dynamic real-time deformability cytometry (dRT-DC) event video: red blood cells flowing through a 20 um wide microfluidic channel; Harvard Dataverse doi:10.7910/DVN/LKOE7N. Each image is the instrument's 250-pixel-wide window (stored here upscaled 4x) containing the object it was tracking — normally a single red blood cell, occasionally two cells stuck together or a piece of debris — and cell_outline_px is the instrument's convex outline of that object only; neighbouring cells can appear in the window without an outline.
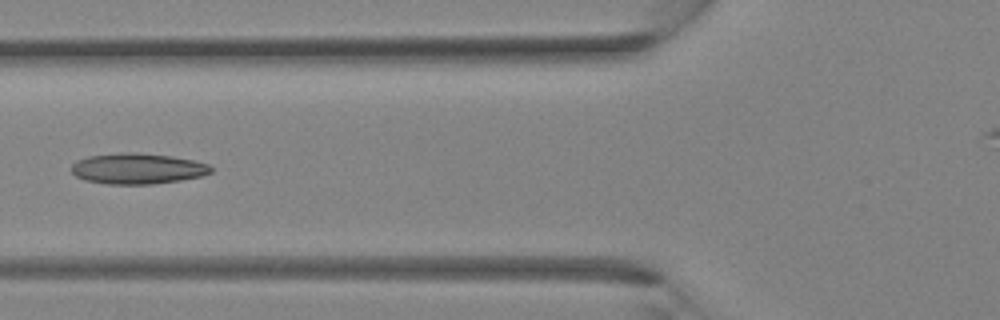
{"species": "Egyptian fruit bat (a non-hibernating species)", "species_latin": "Rousettus aegyptiacus", "temperature_condition": "room temperature", "stored_images_in_passage": 20, "camera_frame_rate_fps": 3000, "um_per_image_px": 0.085, "animal": {"sex": "female"}, "frame": {"image": 1, "passage_image": 14, "time_ms": 4.333, "image_size_px": [1000, 320], "cell_outline_px": [[212, 172], [200, 176], [180, 180], [152, 184], [108, 184], [84, 180], [76, 176], [72, 172], [72, 164], [76, 160], [88, 156], [124, 152], [136, 152], [172, 156], [192, 160], [208, 164], [212, 168]], "centroid_in_image_um": [11.67, 14.33], "position_along_channel_um": 114.1, "area_um2": 24.97}}
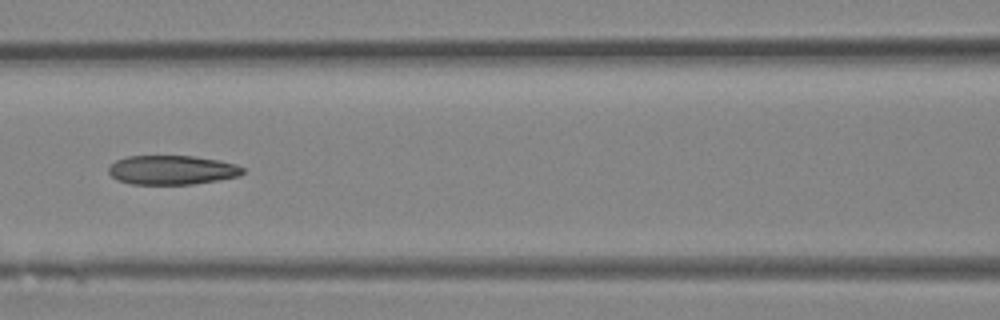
{"frame": {"image": 2, "passage_image": 16, "time_ms": 5.0, "image_size_px": [1000, 320], "cell_outline_px": [[244, 172], [240, 176], [192, 184], [132, 184], [116, 180], [108, 172], [108, 168], [116, 160], [128, 156], [192, 156], [220, 160], [236, 164], [244, 168]], "centroid_in_image_um": [14.62, 14.45], "position_along_channel_um": 152.0, "area_um2": 22.83}}
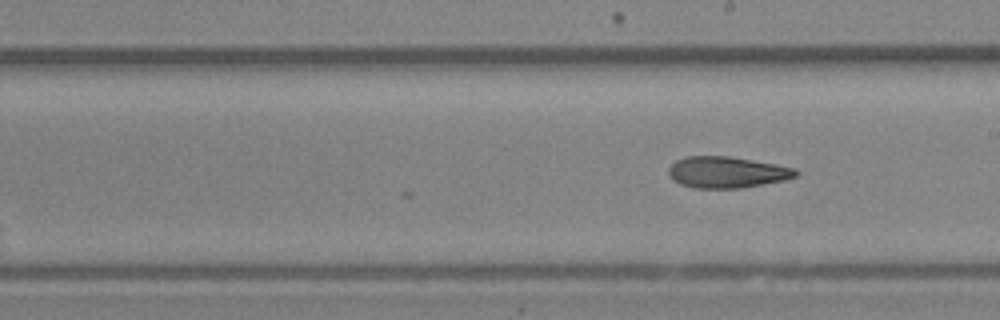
{"frame": {"image": 3, "passage_image": 20, "time_ms": 6.333, "image_size_px": [1000, 320], "cell_outline_px": [[800, 172], [796, 176], [784, 180], [744, 188], [692, 188], [680, 184], [672, 180], [668, 176], [668, 168], [676, 160], [684, 156], [728, 156], [776, 164], [796, 168]], "centroid_in_image_um": [61.77, 14.64], "position_along_channel_um": 227.2, "area_um2": 23.47}}